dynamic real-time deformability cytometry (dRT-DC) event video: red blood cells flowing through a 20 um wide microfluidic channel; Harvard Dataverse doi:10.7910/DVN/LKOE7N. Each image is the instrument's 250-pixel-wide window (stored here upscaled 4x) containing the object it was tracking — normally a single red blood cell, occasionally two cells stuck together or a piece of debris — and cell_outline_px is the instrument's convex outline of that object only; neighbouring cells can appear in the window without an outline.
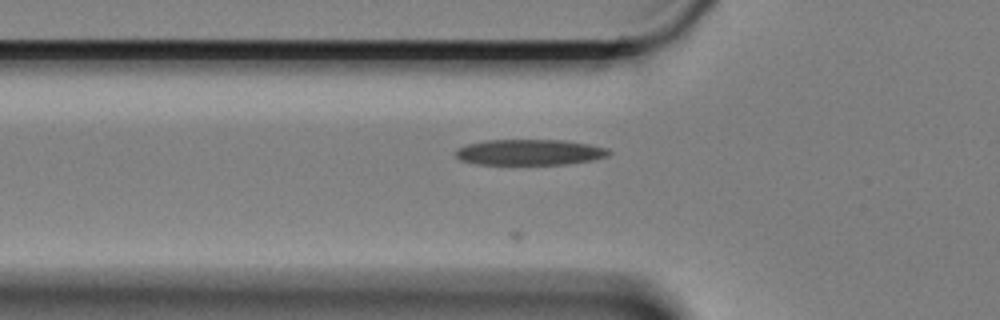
{"species": "Egyptian fruit bat (a non-hibernating species)", "species_latin": "Rousettus aegyptiacus", "temperature_condition": "cold", "stored_images_in_passage": 20, "camera_frame_rate_fps": 3000, "um_per_image_px": 0.085, "animal": {"sex": "female"}, "frame": {"image": 1, "passage_image": 9, "time_ms": 2.667, "image_size_px": [1000, 320], "cell_outline_px": [[612, 152], [608, 156], [592, 160], [568, 164], [476, 164], [460, 160], [456, 156], [456, 148], [468, 144], [488, 140], [564, 140], [588, 144], [608, 148]], "centroid_in_image_um": [45.03, 12.94], "position_along_channel_um": 80.8, "area_um2": 23.0}}
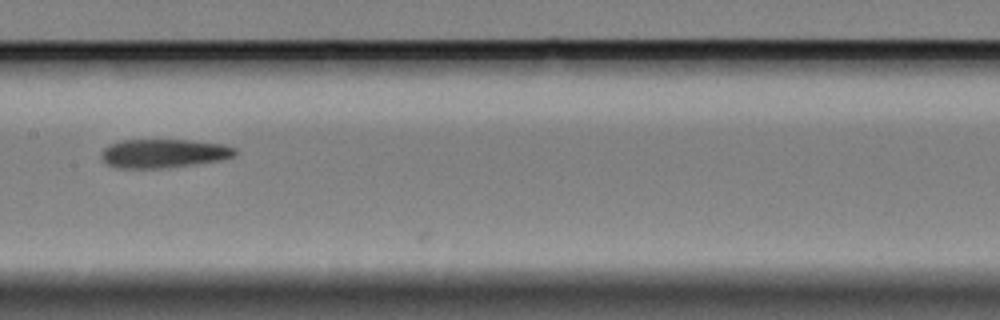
{"frame": {"image": 2, "passage_image": 19, "time_ms": 6.0, "image_size_px": [1000, 320], "cell_outline_px": [[236, 156], [224, 160], [168, 168], [116, 168], [108, 164], [100, 156], [104, 148], [120, 140], [188, 140], [220, 144], [236, 148]], "centroid_in_image_um": [13.94, 13.05], "position_along_channel_um": 193.5, "area_um2": 22.48}}